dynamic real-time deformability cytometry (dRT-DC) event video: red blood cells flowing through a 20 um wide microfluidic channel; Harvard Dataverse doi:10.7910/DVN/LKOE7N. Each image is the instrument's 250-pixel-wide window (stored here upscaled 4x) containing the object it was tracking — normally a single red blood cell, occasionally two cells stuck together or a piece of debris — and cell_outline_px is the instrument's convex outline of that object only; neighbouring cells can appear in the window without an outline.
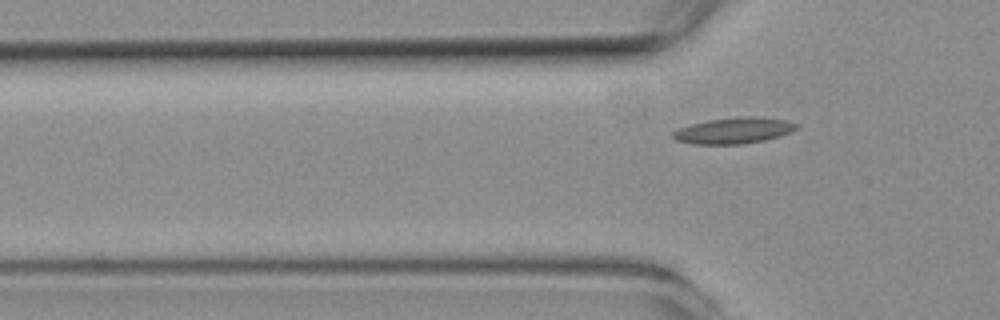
{"species": "common noctule bat (a hibernating species)", "species_latin": "Nyctalus noctula", "temperature_condition": "room temperature", "stored_images_in_passage": 6, "segment_of_instrument_passage": [2, 2], "camera_frame_rate_fps": 3000, "um_per_image_px": 0.085, "animal": {"sex": "female", "body_mass_g": 19.3, "forearm_length_mm": 54.1}, "frame": {"image": 1, "passage_image": 6, "time_ms": 6.667, "image_size_px": [1000, 320], "cell_outline_px": [[796, 128], [792, 132], [780, 136], [764, 140], [740, 144], [692, 144], [676, 140], [672, 136], [672, 132], [680, 128], [692, 124], [708, 120], [740, 116], [760, 116], [788, 120], [796, 124]], "centroid_in_image_um": [62.39, 11.09], "position_along_channel_um": 63.4, "area_um2": 18.79}}